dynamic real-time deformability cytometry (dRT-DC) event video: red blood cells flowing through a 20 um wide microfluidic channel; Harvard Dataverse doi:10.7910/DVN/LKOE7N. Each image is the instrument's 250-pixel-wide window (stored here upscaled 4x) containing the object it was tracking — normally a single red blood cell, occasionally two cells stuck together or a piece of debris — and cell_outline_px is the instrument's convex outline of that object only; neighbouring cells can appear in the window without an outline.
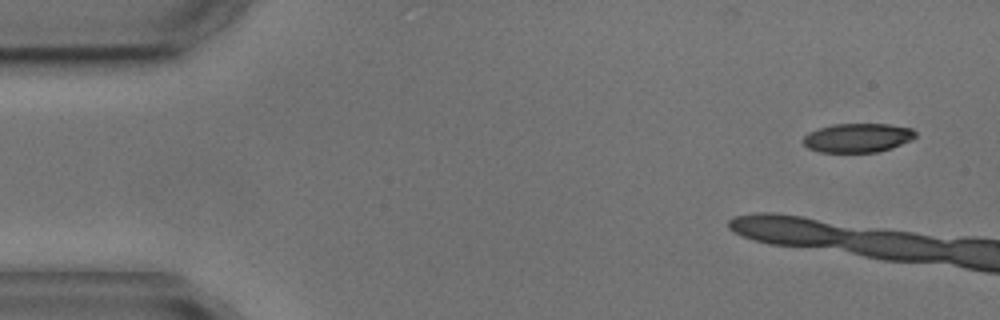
{"species": "common noctule bat (a hibernating species)", "species_latin": "Nyctalus noctula", "temperature_condition": "cold", "stored_images_in_passage": 9, "camera_frame_rate_fps": 3000, "um_per_image_px": 0.085, "animal": {"sex": "male", "body_mass_g": 17.9, "forearm_length_mm": 54.2}, "frame": {"image": 1, "passage_image": 1, "time_ms": 0.0, "image_size_px": [1000, 320], "cell_outline_px": [[916, 136], [912, 140], [892, 148], [876, 152], [820, 152], [808, 148], [804, 144], [804, 136], [808, 132], [832, 124], [888, 124], [912, 128], [916, 132]], "centroid_in_image_um": [72.92, 11.71], "position_along_channel_um": 12.1, "area_um2": 19.02}}
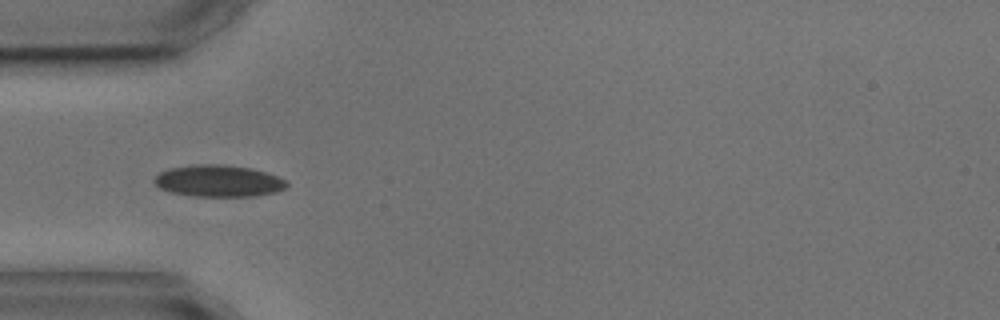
{"frame": {"image": 2, "passage_image": 6, "time_ms": 6.333, "image_size_px": [1000, 320], "cell_outline_px": [[288, 184], [284, 188], [276, 192], [256, 196], [192, 196], [172, 192], [160, 188], [152, 180], [160, 172], [168, 168], [192, 164], [220, 164], [252, 168], [268, 172], [284, 180]], "centroid_in_image_um": [18.56, 15.37], "position_along_channel_um": 66.4, "area_um2": 24.57}}
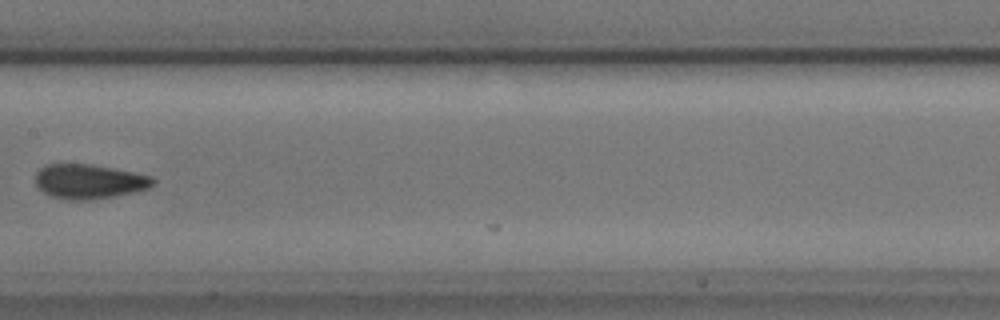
{"frame": {"image": 3, "passage_image": 9, "time_ms": 10.0, "image_size_px": [1000, 320], "cell_outline_px": [[156, 180], [148, 188], [136, 192], [88, 200], [68, 200], [52, 196], [44, 192], [36, 184], [36, 172], [40, 168], [48, 164], [88, 164], [112, 168], [152, 176]], "centroid_in_image_um": [7.57, 15.42], "position_along_channel_um": 199.8, "area_um2": 23.41}}